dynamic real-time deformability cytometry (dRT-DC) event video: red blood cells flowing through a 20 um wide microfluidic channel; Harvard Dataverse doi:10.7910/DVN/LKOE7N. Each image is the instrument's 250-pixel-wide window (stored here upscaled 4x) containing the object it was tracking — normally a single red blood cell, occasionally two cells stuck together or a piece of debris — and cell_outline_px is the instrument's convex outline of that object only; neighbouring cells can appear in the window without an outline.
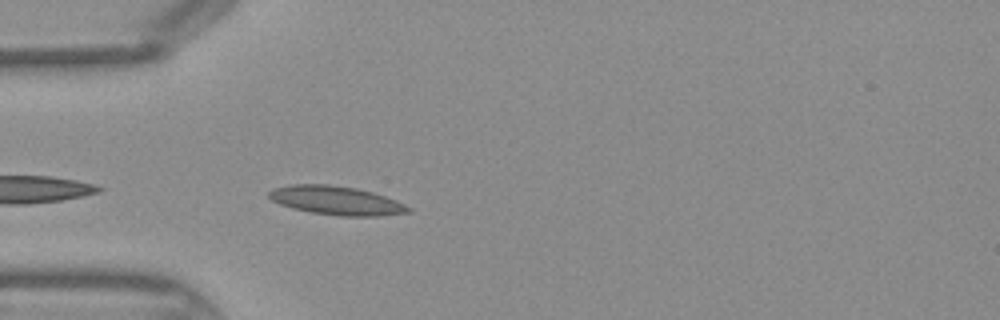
{"species": "Egyptian fruit bat (a non-hibernating species)", "species_latin": "Rousettus aegyptiacus", "temperature_condition": "warm", "stored_images_in_passage": 10, "camera_frame_rate_fps": 3000, "um_per_image_px": 0.085, "frame": {"image": 1, "passage_image": 2, "time_ms": 0.333, "image_size_px": [1000, 320], "cell_outline_px": [[412, 212], [376, 216], [340, 216], [312, 212], [292, 208], [280, 204], [272, 200], [268, 196], [268, 192], [272, 188], [288, 184], [328, 184], [356, 188], [372, 192], [396, 200], [412, 208]], "centroid_in_image_um": [28.57, 17.03], "position_along_channel_um": 56.4, "area_um2": 23.41}}
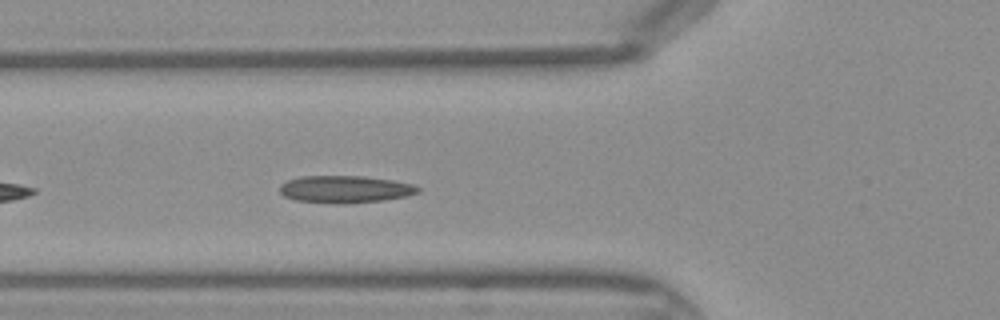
{"frame": {"image": 2, "passage_image": 5, "time_ms": 1.333, "image_size_px": [1000, 320], "cell_outline_px": [[420, 192], [408, 196], [384, 200], [344, 204], [332, 204], [296, 200], [284, 196], [280, 192], [280, 184], [288, 180], [300, 176], [364, 176], [392, 180], [416, 184], [420, 188]], "centroid_in_image_um": [29.36, 16.09], "position_along_channel_um": 96.4, "area_um2": 22.25}}